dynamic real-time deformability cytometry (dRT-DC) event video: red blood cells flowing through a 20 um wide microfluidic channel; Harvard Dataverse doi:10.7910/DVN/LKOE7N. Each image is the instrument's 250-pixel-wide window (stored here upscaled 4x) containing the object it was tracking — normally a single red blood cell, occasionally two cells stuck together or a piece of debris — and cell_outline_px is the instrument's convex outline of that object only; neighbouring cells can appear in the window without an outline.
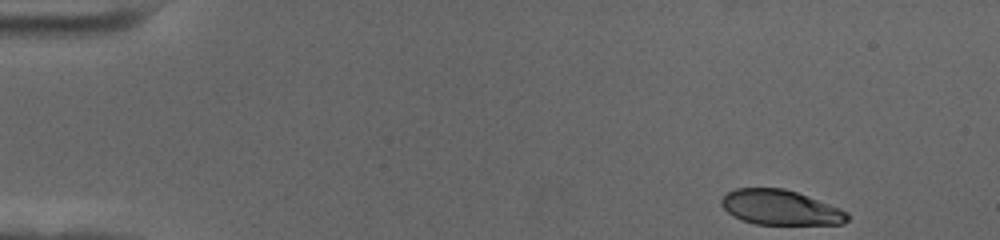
{"species": "human", "species_latin": "Homo sapiens", "temperature_condition": "cold", "stored_images_in_passage": 53, "camera_frame_rate_fps": 3000, "um_per_image_px": 0.085, "donor": {"sex": "female"}, "frame": {"image": 1, "passage_image": 1, "time_ms": 0.0, "image_size_px": [1000, 240], "cell_outline_px": [[848, 220], [844, 224], [756, 224], [732, 216], [720, 204], [720, 200], [728, 192], [736, 188], [784, 188], [808, 196], [840, 208], [848, 212]], "centroid_in_image_um": [66.33, 17.63], "position_along_channel_um": 18.7, "area_um2": 25.55}}
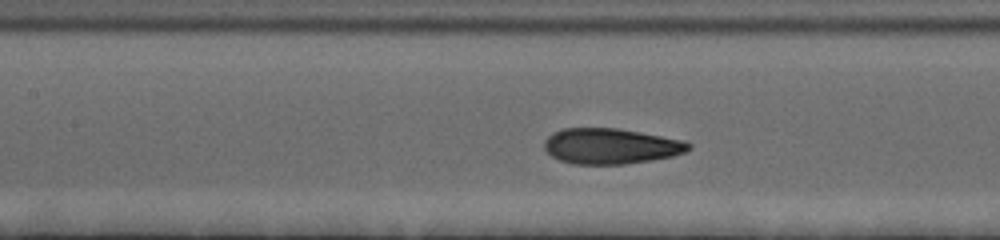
{"frame": {"image": 2, "passage_image": 22, "time_ms": 7.0, "image_size_px": [1000, 240], "cell_outline_px": [[692, 148], [684, 152], [672, 156], [652, 160], [624, 164], [576, 164], [560, 160], [552, 156], [544, 148], [544, 140], [552, 132], [564, 128], [616, 128], [640, 132], [684, 140], [692, 144]], "centroid_in_image_um": [51.92, 12.41], "position_along_channel_um": 155.5, "area_um2": 29.94}}
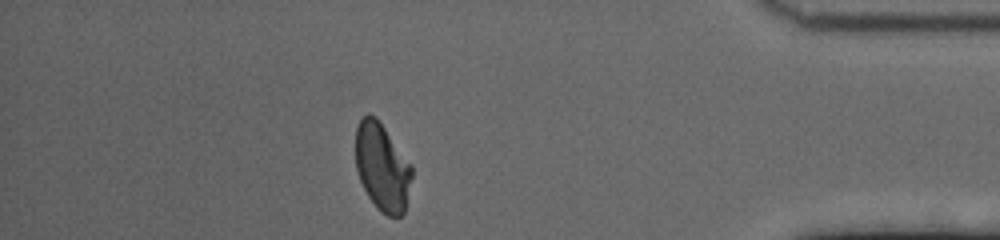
{"frame": {"image": 3, "passage_image": 46, "time_ms": 15.0, "image_size_px": [1000, 240], "cell_outline_px": [[412, 176], [404, 212], [400, 216], [388, 216], [380, 212], [376, 208], [368, 196], [360, 180], [356, 168], [356, 128], [360, 120], [368, 112], [376, 116], [412, 164]], "centroid_in_image_um": [32.49, 14.19], "position_along_channel_um": 402.7, "area_um2": 28.84}, "authors_computed_cell_mechanics": {"area_um2": 29.9404, "velocity_mm_per_s": 3.5376, "shape_relaxation_time_tau1_ms": 3.715, "shape_relaxation_time_tau2_ms": 0.8789, "deformation_change_tau1": 0.1614, "deformation_change_tau2": 0.0571}}